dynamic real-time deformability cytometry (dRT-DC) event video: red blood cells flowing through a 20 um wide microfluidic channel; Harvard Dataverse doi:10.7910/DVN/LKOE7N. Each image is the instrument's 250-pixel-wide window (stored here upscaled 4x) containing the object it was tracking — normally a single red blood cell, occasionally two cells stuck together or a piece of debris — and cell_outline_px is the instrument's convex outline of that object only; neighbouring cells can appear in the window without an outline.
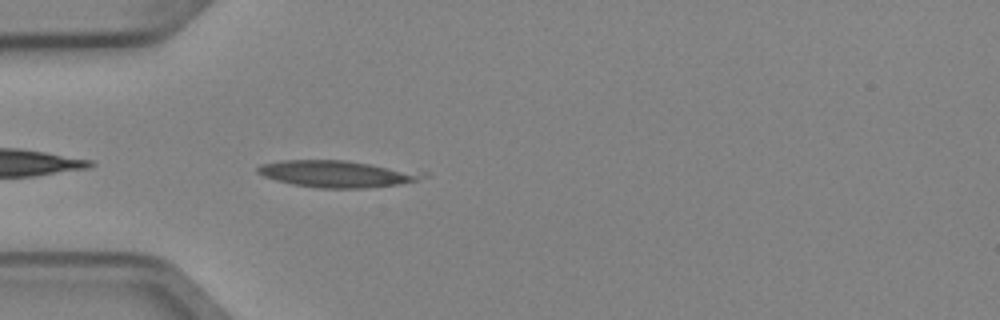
{"species": "Egyptian fruit bat (a non-hibernating species)", "species_latin": "Rousettus aegyptiacus", "temperature_condition": "cold", "stored_images_in_passage": 4, "camera_frame_rate_fps": 3000, "um_per_image_px": 0.085, "animal": {"sex": "female"}, "frame": {"image": 1, "passage_image": 4, "time_ms": 1.0, "image_size_px": [1000, 320], "cell_outline_px": [[432, 176], [416, 180], [396, 184], [364, 188], [320, 188], [292, 184], [276, 180], [264, 176], [256, 172], [256, 168], [260, 164], [284, 160], [344, 160], [428, 172]], "centroid_in_image_um": [28.67, 14.77], "position_along_channel_um": 56.3, "area_um2": 25.78}}